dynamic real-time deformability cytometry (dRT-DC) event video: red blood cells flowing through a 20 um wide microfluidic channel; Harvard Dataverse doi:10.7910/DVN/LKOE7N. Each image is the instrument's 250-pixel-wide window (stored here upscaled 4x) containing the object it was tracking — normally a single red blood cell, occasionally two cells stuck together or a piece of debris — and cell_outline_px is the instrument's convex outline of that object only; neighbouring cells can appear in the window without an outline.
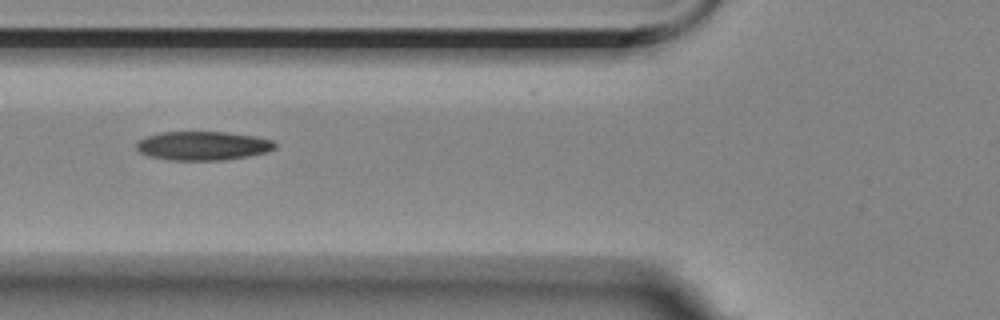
{"species": "Egyptian fruit bat (a non-hibernating species)", "species_latin": "Rousettus aegyptiacus", "temperature_condition": "room temperature", "stored_images_in_passage": 9, "camera_frame_rate_fps": 3000, "um_per_image_px": 0.085, "animal": {"sex": "female"}, "frame": {"image": 1, "passage_image": 7, "time_ms": 6.667, "image_size_px": [1000, 320], "cell_outline_px": [[276, 148], [268, 152], [248, 156], [224, 160], [168, 160], [148, 156], [140, 152], [136, 148], [136, 144], [144, 136], [160, 132], [228, 132], [256, 136], [272, 140], [276, 144]], "centroid_in_image_um": [17.25, 12.39], "position_along_channel_um": 108.6, "area_um2": 23.52}}
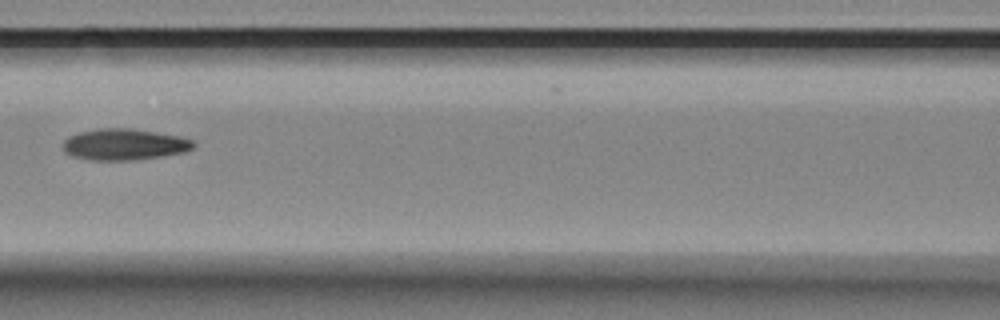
{"frame": {"image": 2, "passage_image": 8, "time_ms": 8.0, "image_size_px": [1000, 320], "cell_outline_px": [[196, 144], [192, 148], [184, 152], [164, 156], [132, 160], [88, 160], [72, 156], [64, 152], [64, 140], [68, 136], [80, 132], [100, 128], [128, 128], [180, 136], [192, 140]], "centroid_in_image_um": [10.55, 12.28], "position_along_channel_um": 156.0, "area_um2": 23.76}}
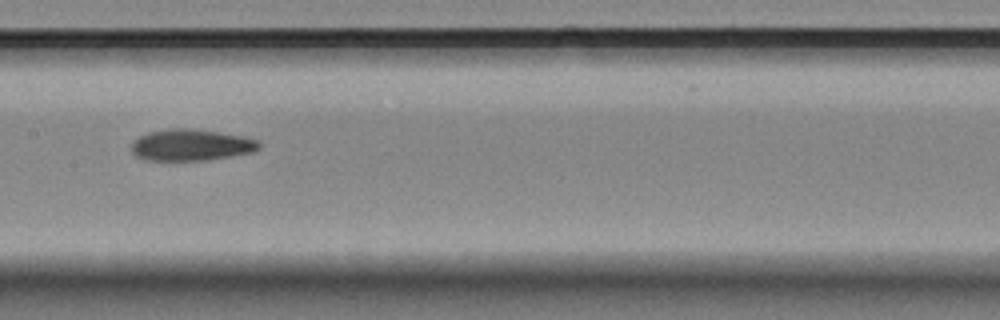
{"frame": {"image": 3, "passage_image": 9, "time_ms": 9.0, "image_size_px": [1000, 320], "cell_outline_px": [[260, 148], [252, 152], [232, 156], [204, 160], [144, 160], [136, 156], [132, 152], [132, 144], [140, 136], [148, 132], [168, 128], [192, 128], [244, 136], [256, 140], [260, 144]], "centroid_in_image_um": [16.24, 12.32], "position_along_channel_um": 191.2, "area_um2": 23.35}}